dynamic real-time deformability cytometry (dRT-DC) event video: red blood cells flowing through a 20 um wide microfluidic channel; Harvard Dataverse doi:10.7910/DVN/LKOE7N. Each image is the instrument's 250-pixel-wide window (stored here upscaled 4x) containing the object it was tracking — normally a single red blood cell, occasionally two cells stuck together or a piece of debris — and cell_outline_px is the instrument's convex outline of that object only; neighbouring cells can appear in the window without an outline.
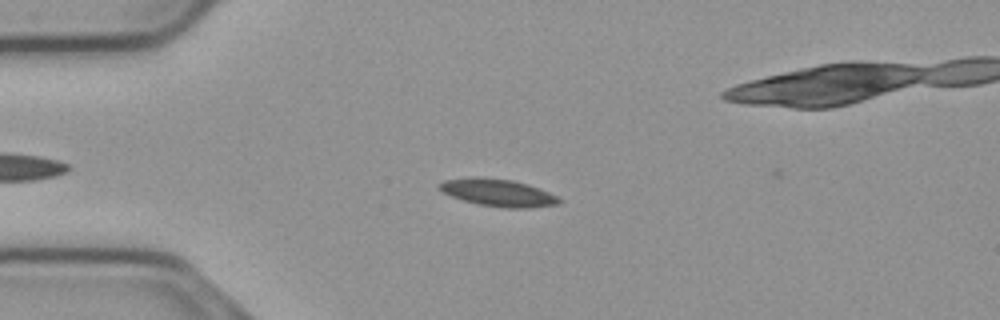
{"species": "common noctule bat (a hibernating species)", "species_latin": "Nyctalus noctula", "temperature_condition": "cold", "stored_images_in_passage": 51, "camera_frame_rate_fps": 3000, "um_per_image_px": 0.085, "animal": {"sex": "male", "body_mass_g": 23.1, "forearm_length_mm": 52.7}, "frame": {"image": 1, "passage_image": 14, "time_ms": 4.333, "image_size_px": [1000, 320], "cell_outline_px": [[564, 200], [556, 204], [532, 208], [504, 208], [476, 204], [440, 192], [436, 188], [436, 184], [444, 180], [512, 180], [548, 192]], "centroid_in_image_um": [42.34, 16.44], "position_along_channel_um": 42.7, "area_um2": 18.15}}
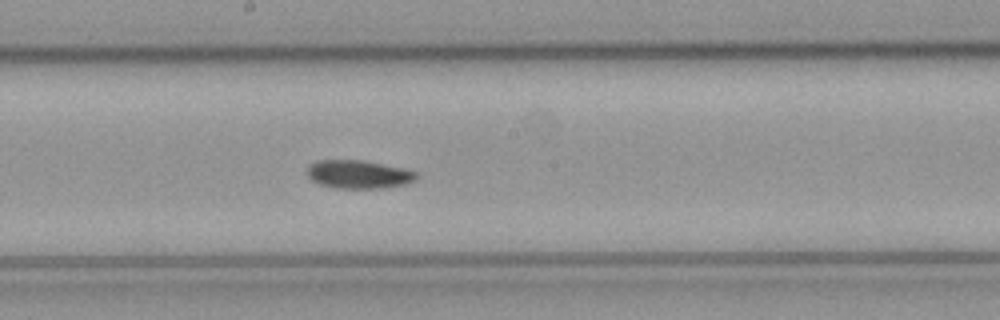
{"frame": {"image": 2, "passage_image": 30, "time_ms": 9.667, "image_size_px": [1000, 320], "cell_outline_px": [[416, 180], [404, 184], [384, 188], [336, 188], [320, 184], [312, 180], [308, 176], [308, 168], [316, 160], [360, 160], [404, 168], [416, 172]], "centroid_in_image_um": [30.48, 14.82], "position_along_channel_um": 217.7, "area_um2": 17.8}}
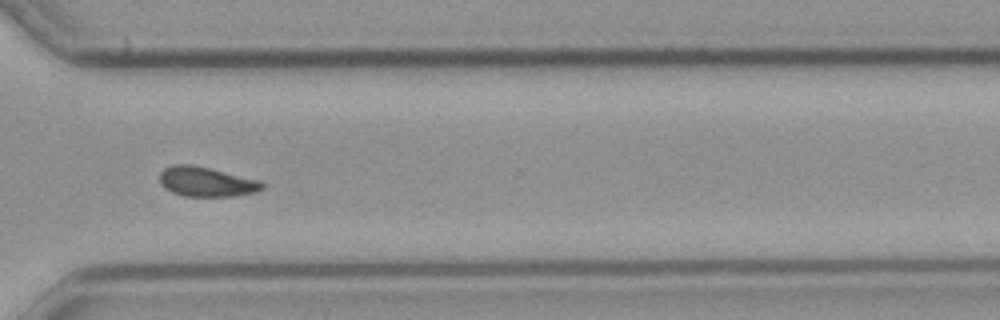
{"frame": {"image": 3, "passage_image": 41, "time_ms": 13.333, "image_size_px": [1000, 320], "cell_outline_px": [[264, 188], [256, 192], [232, 196], [184, 196], [172, 192], [164, 188], [160, 184], [160, 172], [164, 168], [172, 164], [192, 164], [260, 180], [264, 184]], "centroid_in_image_um": [17.52, 15.44], "position_along_channel_um": 353.1, "area_um2": 17.8}, "authors_computed_cell_mechanics": {"area_um2": 17.8602, "velocity_mm_per_s": 3.6949, "shape_relaxation_time_tau1_ms": 5.9506, "shape_relaxation_time_tau2_ms": 7.3639, "deformation_change_tau1": 0.1197, "deformation_change_tau2": 0.1063}}